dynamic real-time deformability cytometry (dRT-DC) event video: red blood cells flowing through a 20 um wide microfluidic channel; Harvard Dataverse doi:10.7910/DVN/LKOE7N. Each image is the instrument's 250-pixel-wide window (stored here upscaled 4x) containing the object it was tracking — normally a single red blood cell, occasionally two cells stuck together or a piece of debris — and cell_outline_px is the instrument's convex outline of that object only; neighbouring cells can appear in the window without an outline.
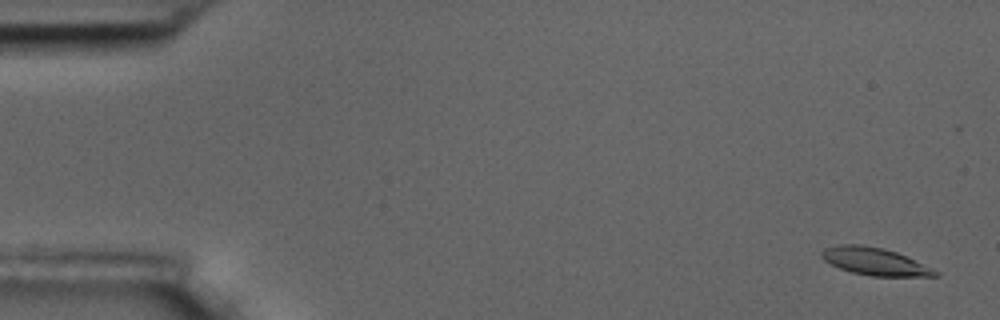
{"species": "common noctule bat (a hibernating species)", "species_latin": "Nyctalus noctula", "temperature_condition": "room temperature", "stored_images_in_passage": 57, "camera_frame_rate_fps": 3000, "um_per_image_px": 0.085, "animal": {"sex": "male", "body_mass_g": 17.5, "forearm_length_mm": 52.3}, "frame": {"image": 1, "passage_image": 3, "time_ms": 0.667, "image_size_px": [1000, 320], "cell_outline_px": [[940, 276], [872, 276], [852, 272], [840, 268], [824, 260], [820, 256], [820, 252], [824, 248], [836, 244], [860, 244], [884, 248], [896, 252], [932, 268], [940, 272]], "centroid_in_image_um": [74.33, 22.21], "position_along_channel_um": 10.7, "area_um2": 18.15}}
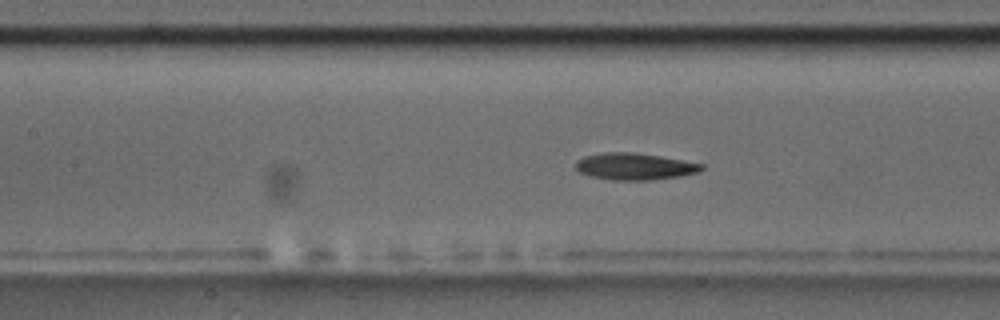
{"frame": {"image": 2, "passage_image": 26, "time_ms": 8.333, "image_size_px": [1000, 320], "cell_outline_px": [[704, 168], [696, 172], [680, 176], [648, 180], [612, 180], [588, 176], [580, 172], [576, 168], [576, 160], [584, 156], [600, 152], [632, 152], [660, 156], [704, 164]], "centroid_in_image_um": [53.89, 14.14], "position_along_channel_um": 153.5, "area_um2": 19.65}}
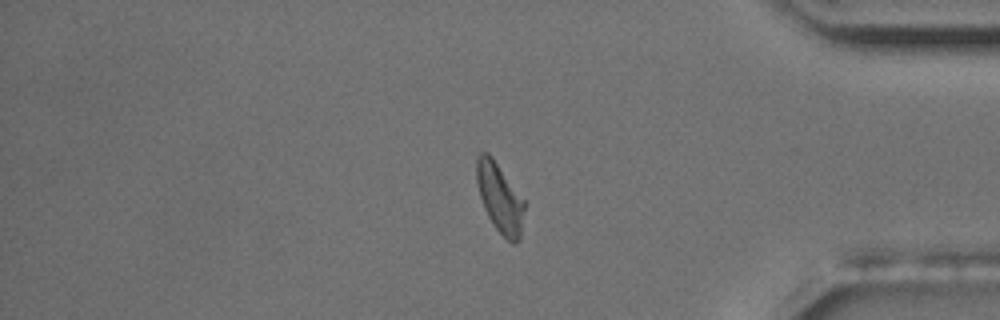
{"frame": {"image": 3, "passage_image": 48, "time_ms": 15.667, "image_size_px": [1000, 320], "cell_outline_px": [[524, 208], [520, 240], [512, 244], [492, 224], [484, 208], [480, 196], [476, 180], [476, 156], [480, 152], [488, 152], [492, 156], [524, 200]], "centroid_in_image_um": [42.46, 16.8], "position_along_channel_um": 392.7, "area_um2": 19.19}, "authors_computed_cell_mechanics": {"area_um2": 19.074, "velocity_mm_per_s": 3.6074, "shape_relaxation_time_tau1_ms": 4.2584, "shape_relaxation_time_tau2_ms": 2.2167, "deformation_change_tau1": 0.135, "deformation_change_tau2": 0.074}}